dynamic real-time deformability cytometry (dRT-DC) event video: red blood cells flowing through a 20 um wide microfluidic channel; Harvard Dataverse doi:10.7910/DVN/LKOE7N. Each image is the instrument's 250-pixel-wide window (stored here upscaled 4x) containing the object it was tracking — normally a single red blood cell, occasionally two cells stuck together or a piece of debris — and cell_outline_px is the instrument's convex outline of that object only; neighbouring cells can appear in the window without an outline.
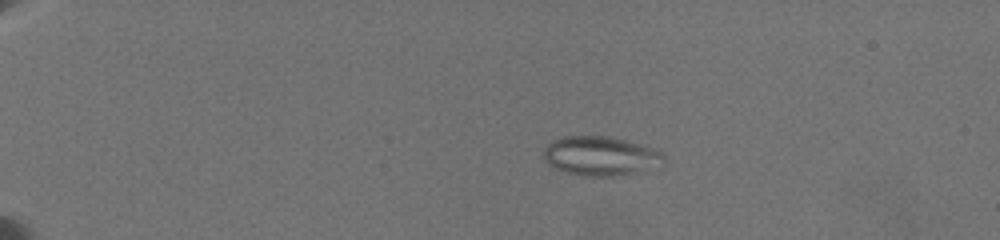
{"species": "common noctule bat (a hibernating species)", "species_latin": "Nyctalus noctula", "temperature_condition": "warm", "stored_images_in_passage": 20, "camera_frame_rate_fps": 3000, "um_per_image_px": 0.085, "animal": {"sex": "female", "body_mass_g": 19.5, "forearm_length_mm": 54.1}, "frame": {"image": 1, "passage_image": 1, "time_ms": 0.0, "image_size_px": [1000, 240], "cell_outline_px": [[664, 160], [660, 168], [620, 176], [584, 176], [564, 172], [548, 164], [544, 160], [544, 148], [552, 140], [564, 136], [612, 136], [656, 148], [664, 152]], "centroid_in_image_um": [51.12, 13.26], "position_along_channel_um": 33.9, "area_um2": 28.21}}
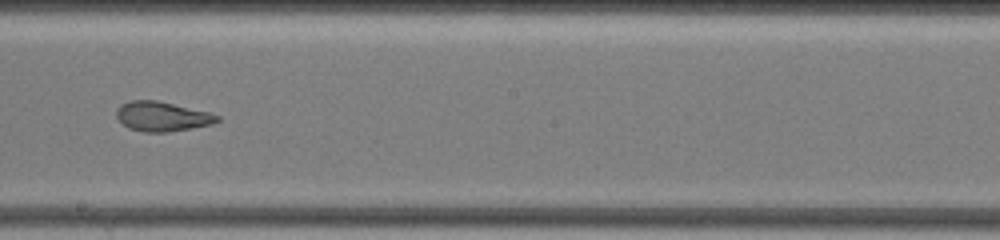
{"frame": {"image": 2, "passage_image": 11, "time_ms": 8.333, "image_size_px": [1000, 240], "cell_outline_px": [[220, 120], [212, 124], [168, 132], [144, 132], [128, 128], [116, 116], [116, 108], [120, 104], [128, 100], [156, 100], [208, 112], [220, 116]], "centroid_in_image_um": [13.74, 9.89], "position_along_channel_um": 234.5, "area_um2": 17.34}}
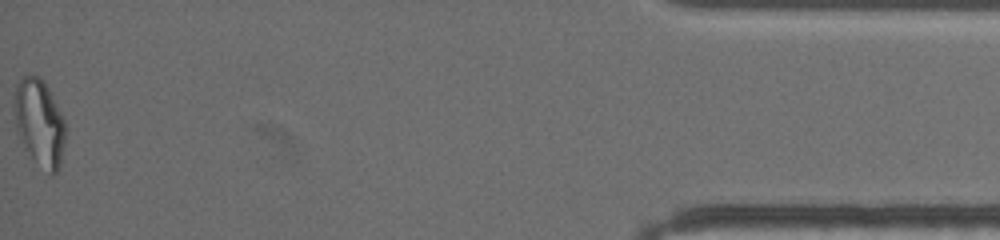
{"frame": {"image": 3, "passage_image": 20, "time_ms": 16.0, "image_size_px": [1000, 240], "cell_outline_px": [[64, 140], [60, 164], [56, 172], [52, 176], [24, 148], [16, 132], [16, 84], [28, 72], [40, 76], [44, 80], [64, 120]], "centroid_in_image_um": [3.35, 10.39], "position_along_channel_um": 431.9, "area_um2": 25.26}, "authors_computed_cell_mechanics": {"area_um2": 21.675, "velocity_mm_per_s": 3.5575, "shape_relaxation_time_tau1_ms": 8.9302, "shape_relaxation_time_tau2_ms": 1.3692, "deformation_change_tau1": 0.2173, "deformation_change_tau2": 0.0776}}